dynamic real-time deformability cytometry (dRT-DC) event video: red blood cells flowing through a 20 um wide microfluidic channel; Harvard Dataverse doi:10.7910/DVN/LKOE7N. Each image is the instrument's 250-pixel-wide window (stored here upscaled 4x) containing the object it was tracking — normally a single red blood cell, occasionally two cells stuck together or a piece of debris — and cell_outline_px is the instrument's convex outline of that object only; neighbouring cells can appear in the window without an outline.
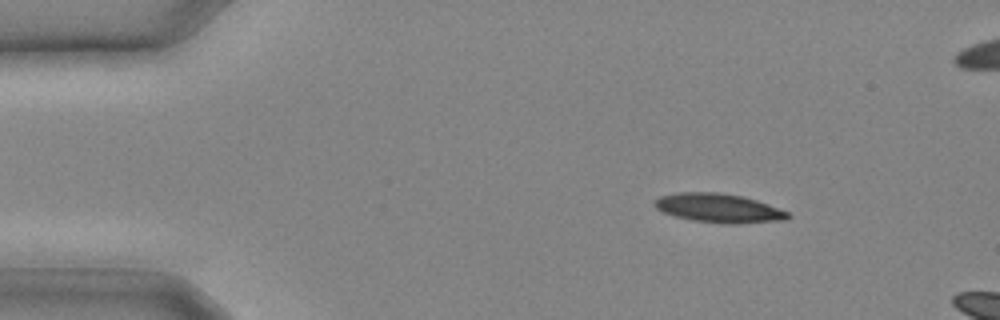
{"species": "common noctule bat (a hibernating species)", "species_latin": "Nyctalus noctula", "temperature_condition": "cold", "stored_images_in_passage": 6, "camera_frame_rate_fps": 3000, "um_per_image_px": 0.085, "animal": {"sex": "male", "body_mass_g": 20.4}, "frame": {"image": 1, "passage_image": 3, "time_ms": 0.667, "image_size_px": [1000, 320], "cell_outline_px": [[792, 216], [788, 220], [736, 224], [728, 224], [692, 220], [676, 216], [664, 212], [656, 208], [652, 204], [652, 200], [660, 196], [680, 192], [716, 192], [740, 196], [756, 200], [768, 204], [788, 212]], "centroid_in_image_um": [61.09, 17.69], "position_along_channel_um": 23.9, "area_um2": 22.54}}